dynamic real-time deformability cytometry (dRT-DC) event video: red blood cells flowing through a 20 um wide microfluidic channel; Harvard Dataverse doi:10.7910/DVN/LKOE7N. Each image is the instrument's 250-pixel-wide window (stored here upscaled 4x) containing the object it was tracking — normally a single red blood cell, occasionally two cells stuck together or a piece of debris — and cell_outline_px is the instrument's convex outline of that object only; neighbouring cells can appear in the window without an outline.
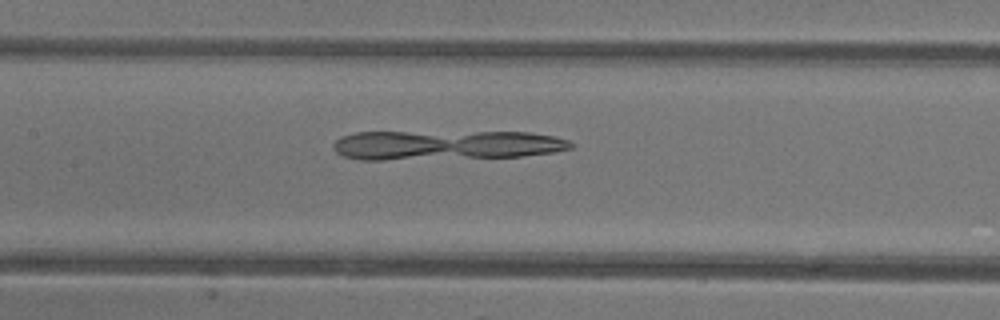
{"species": "common noctule bat (a hibernating species)", "species_latin": "Nyctalus noctula", "temperature_condition": "warm", "stored_images_in_passage": 42, "camera_frame_rate_fps": 3000, "um_per_image_px": 0.085, "animal": {"sex": "female"}, "frame": {"image": 1, "passage_image": 23, "time_ms": 7.333, "image_size_px": [1000, 320], "cell_outline_px": [[576, 144], [572, 148], [552, 152], [520, 156], [384, 160], [360, 160], [344, 156], [336, 152], [332, 148], [332, 144], [340, 136], [356, 132], [528, 132], [552, 136], [568, 140]], "centroid_in_image_um": [37.85, 12.33], "position_along_channel_um": 169.6, "area_um2": 40.98}}